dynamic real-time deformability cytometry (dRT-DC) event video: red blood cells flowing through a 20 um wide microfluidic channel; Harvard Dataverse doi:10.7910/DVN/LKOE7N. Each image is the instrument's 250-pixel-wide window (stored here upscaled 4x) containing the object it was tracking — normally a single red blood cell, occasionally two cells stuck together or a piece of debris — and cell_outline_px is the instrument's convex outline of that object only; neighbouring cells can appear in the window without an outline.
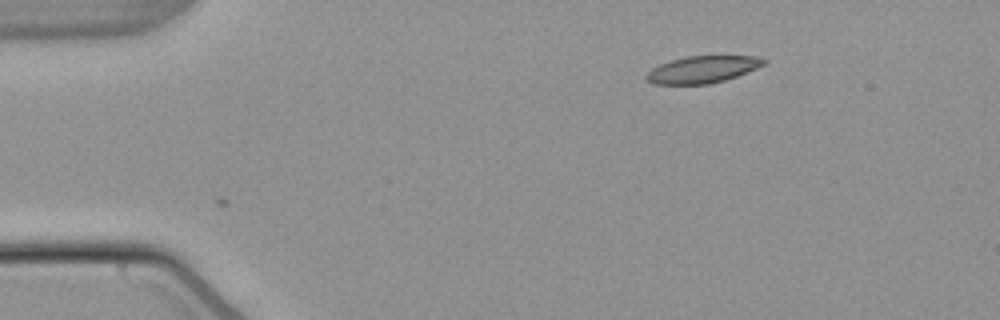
{"species": "common noctule bat (a hibernating species)", "species_latin": "Nyctalus noctula", "temperature_condition": "warm", "stored_images_in_passage": 5, "camera_frame_rate_fps": 3000, "um_per_image_px": 0.085, "animal": {"sex": "male", "body_mass_g": 21.5, "forearm_length_mm": 52.0}, "frame": {"image": 1, "passage_image": 5, "time_ms": 1.333, "image_size_px": [1000, 320], "cell_outline_px": [[768, 64], [736, 76], [724, 80], [708, 84], [656, 84], [648, 80], [644, 76], [652, 68], [660, 64], [684, 56], [756, 56], [768, 60]], "centroid_in_image_um": [59.75, 5.89], "position_along_channel_um": 25.2, "area_um2": 18.44}}